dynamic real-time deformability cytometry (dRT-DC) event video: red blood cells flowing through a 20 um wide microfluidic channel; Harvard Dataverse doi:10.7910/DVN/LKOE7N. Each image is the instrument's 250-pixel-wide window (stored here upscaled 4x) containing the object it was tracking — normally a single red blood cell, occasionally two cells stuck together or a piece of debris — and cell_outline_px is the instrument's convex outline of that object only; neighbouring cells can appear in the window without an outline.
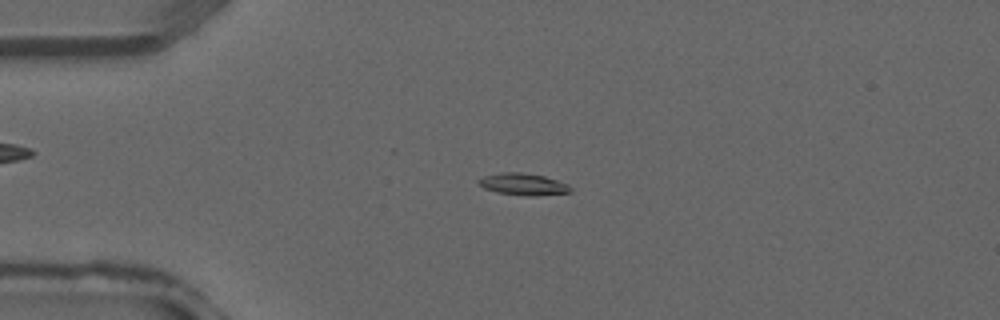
{"species": "common noctule bat (a hibernating species)", "species_latin": "Nyctalus noctula", "temperature_condition": "warm", "stored_images_in_passage": 28, "camera_frame_rate_fps": 3000, "um_per_image_px": 0.085, "animal": {"sex": "male", "forearm_length_mm": 52.5}, "frame": {"image": 1, "passage_image": 2, "time_ms": 0.333, "image_size_px": [1000, 320], "cell_outline_px": [[572, 192], [536, 196], [524, 196], [496, 192], [484, 188], [476, 180], [484, 176], [504, 172], [520, 172], [544, 176], [568, 184], [572, 188]], "centroid_in_image_um": [44.49, 15.67], "position_along_channel_um": 40.5, "area_um2": 11.73}}
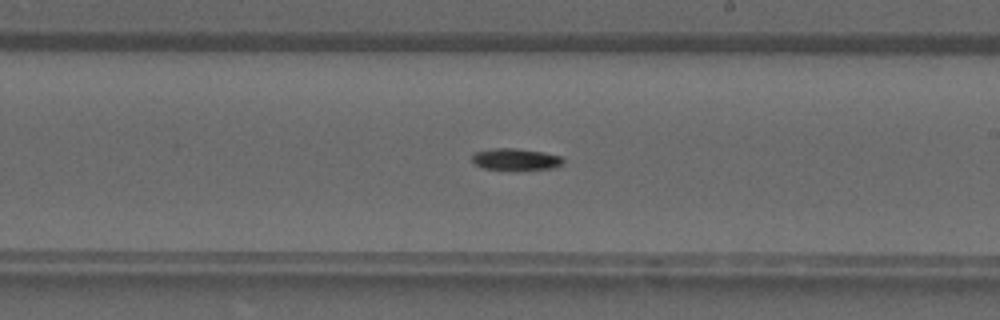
{"frame": {"image": 2, "passage_image": 15, "time_ms": 4.667, "image_size_px": [1000, 320], "cell_outline_px": [[564, 164], [552, 168], [484, 168], [476, 164], [472, 160], [472, 156], [476, 152], [492, 148], [516, 148], [544, 152], [560, 156], [564, 160]], "centroid_in_image_um": [43.86, 13.5], "position_along_channel_um": 245.1, "area_um2": 11.04}}
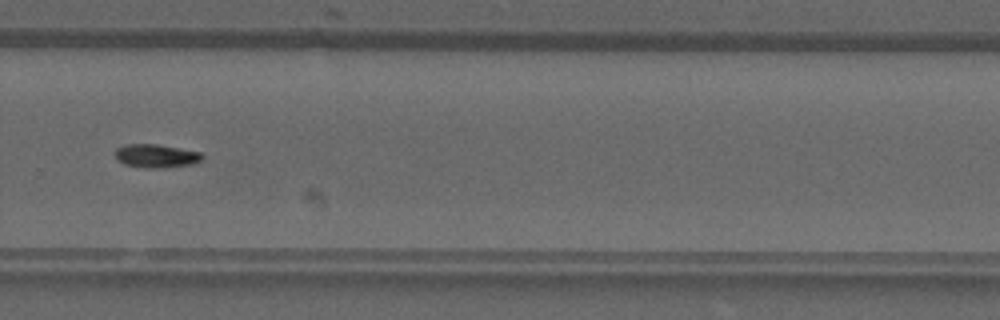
{"frame": {"image": 3, "passage_image": 19, "time_ms": 6.0, "image_size_px": [1000, 320], "cell_outline_px": [[204, 160], [192, 164], [156, 168], [148, 168], [124, 164], [116, 160], [116, 148], [128, 144], [156, 144], [180, 148], [200, 152], [204, 156]], "centroid_in_image_um": [13.29, 13.25], "position_along_channel_um": 316.5, "area_um2": 11.85}}